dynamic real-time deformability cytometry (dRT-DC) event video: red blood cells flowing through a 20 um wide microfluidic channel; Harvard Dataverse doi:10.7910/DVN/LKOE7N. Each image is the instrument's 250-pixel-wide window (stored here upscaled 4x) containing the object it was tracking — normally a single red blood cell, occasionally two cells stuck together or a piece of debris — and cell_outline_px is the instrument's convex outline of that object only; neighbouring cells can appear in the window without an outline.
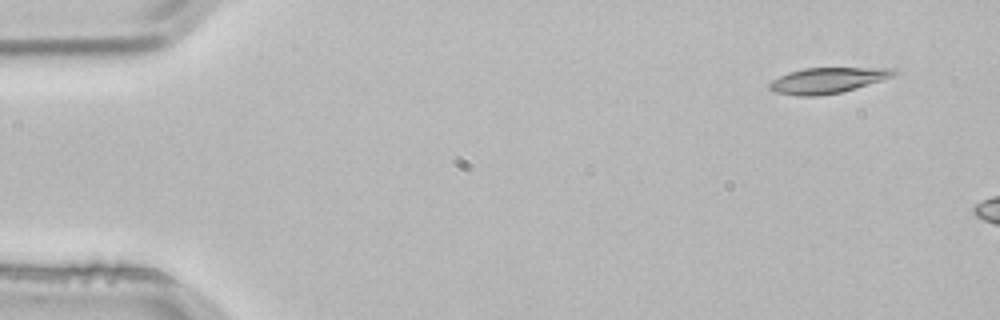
{"species": "common noctule bat (a hibernating species)", "species_latin": "Nyctalus noctula", "temperature_condition": "room temperature", "stored_images_in_passage": 2, "camera_frame_rate_fps": 3000, "um_per_image_px": 0.085, "animal": {"sex": "male", "body_mass_g": 21.5, "forearm_length_mm": 52.0}, "frame": {"image": 1, "passage_image": 1, "time_ms": 0.0, "image_size_px": [1000, 320], "cell_outline_px": [[900, 72], [896, 76], [856, 88], [840, 92], [820, 96], [796, 96], [776, 92], [768, 88], [768, 84], [772, 80], [788, 72], [804, 68], [896, 68]], "centroid_in_image_um": [70.38, 6.83], "position_along_channel_um": 14.6, "area_um2": 18.79}}